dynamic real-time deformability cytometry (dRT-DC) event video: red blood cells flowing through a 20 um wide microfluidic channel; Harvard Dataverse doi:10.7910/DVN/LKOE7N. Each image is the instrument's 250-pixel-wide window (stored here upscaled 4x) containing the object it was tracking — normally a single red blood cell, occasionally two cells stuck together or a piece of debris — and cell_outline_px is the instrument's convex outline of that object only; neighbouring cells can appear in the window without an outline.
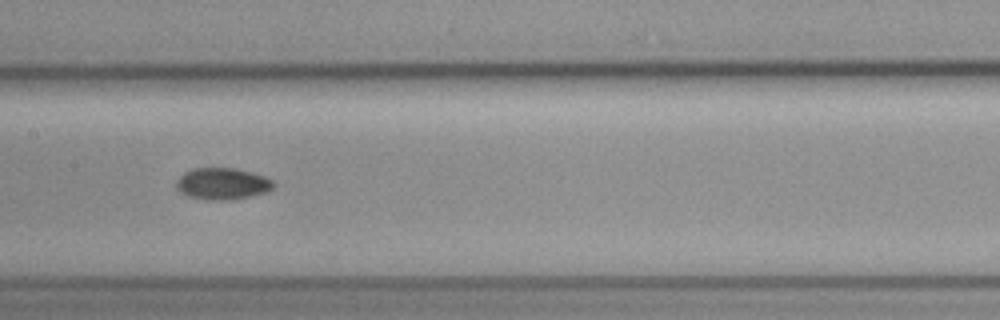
{"species": "common noctule bat (a hibernating species)", "species_latin": "Nyctalus noctula", "temperature_condition": "cold", "stored_images_in_passage": 11, "camera_frame_rate_fps": 3000, "um_per_image_px": 0.085, "animal": {"sex": "female", "body_mass_g": 19.3, "forearm_length_mm": 54.1}, "frame": {"image": 1, "passage_image": 8, "time_ms": 2.333, "image_size_px": [1000, 320], "cell_outline_px": [[276, 184], [268, 192], [252, 196], [224, 200], [208, 200], [184, 196], [176, 188], [176, 180], [184, 172], [192, 168], [236, 168], [252, 172], [264, 176], [272, 180]], "centroid_in_image_um": [18.89, 15.62], "position_along_channel_um": 188.5, "area_um2": 18.21}}
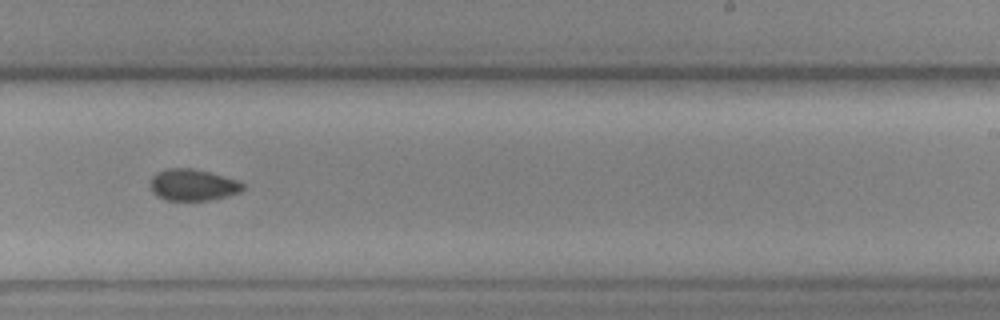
{"frame": {"image": 2, "passage_image": 10, "time_ms": 3.0, "image_size_px": [1000, 320], "cell_outline_px": [[244, 188], [240, 192], [228, 196], [208, 200], [168, 200], [156, 196], [152, 192], [152, 176], [156, 172], [164, 168], [192, 168], [240, 180], [244, 184]], "centroid_in_image_um": [16.41, 15.71], "position_along_channel_um": 272.6, "area_um2": 17.05}}